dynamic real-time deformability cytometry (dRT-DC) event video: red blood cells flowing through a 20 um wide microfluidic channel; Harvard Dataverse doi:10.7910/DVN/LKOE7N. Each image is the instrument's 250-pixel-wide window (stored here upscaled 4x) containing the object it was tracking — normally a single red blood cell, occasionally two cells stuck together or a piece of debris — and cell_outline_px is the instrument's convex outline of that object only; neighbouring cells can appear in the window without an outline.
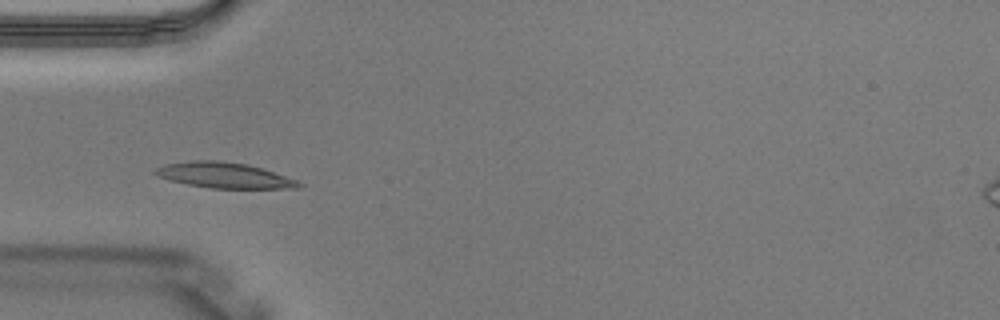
{"species": "Egyptian fruit bat (a non-hibernating species)", "species_latin": "Rousettus aegyptiacus", "temperature_condition": "warm", "stored_images_in_passage": 4, "camera_frame_rate_fps": 3000, "um_per_image_px": 0.085, "animal": {"sex": "male"}, "frame": {"image": 1, "passage_image": 3, "time_ms": 0.667, "image_size_px": [1000, 320], "cell_outline_px": [[304, 184], [300, 188], [212, 188], [188, 184], [156, 176], [152, 172], [156, 168], [164, 164], [192, 160], [216, 160], [248, 164], [296, 180]], "centroid_in_image_um": [19.02, 14.89], "position_along_channel_um": 66.0, "area_um2": 21.15}}